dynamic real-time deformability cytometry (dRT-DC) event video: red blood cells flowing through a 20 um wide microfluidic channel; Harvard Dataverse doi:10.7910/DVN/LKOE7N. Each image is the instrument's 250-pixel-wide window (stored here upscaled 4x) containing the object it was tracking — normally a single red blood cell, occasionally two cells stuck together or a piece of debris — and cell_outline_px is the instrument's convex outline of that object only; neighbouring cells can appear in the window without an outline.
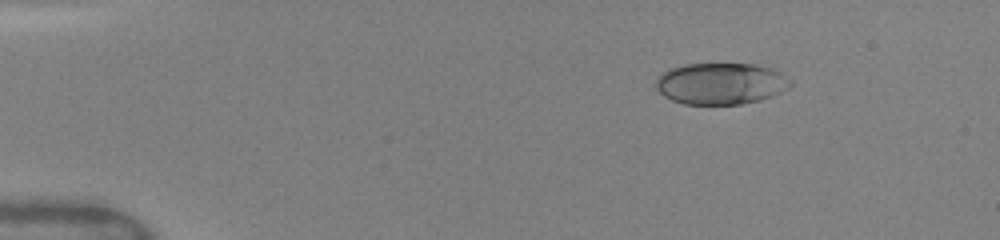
{"species": "human", "species_latin": "Homo sapiens", "temperature_condition": "warm", "stored_images_in_passage": 8, "camera_frame_rate_fps": 3000, "um_per_image_px": 0.085, "donor": {"sex": "female"}, "frame": {"image": 1, "passage_image": 3, "time_ms": 1.333, "image_size_px": [1000, 240], "cell_outline_px": [[792, 84], [788, 88], [772, 96], [760, 100], [740, 104], [684, 104], [672, 100], [664, 96], [656, 88], [656, 80], [664, 72], [672, 68], [684, 64], [756, 64], [772, 68], [780, 72], [792, 80]], "centroid_in_image_um": [61.3, 7.1], "position_along_channel_um": 23.7, "area_um2": 32.54}}
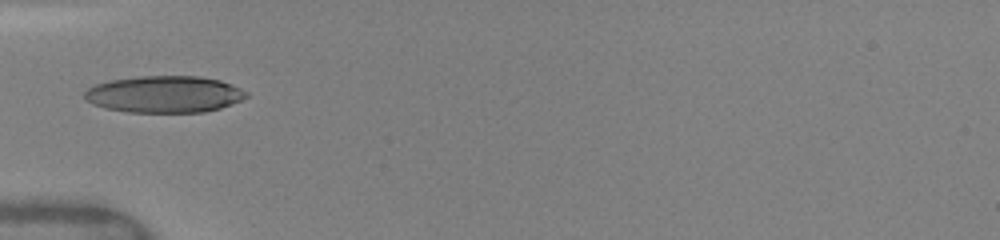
{"frame": {"image": 2, "passage_image": 7, "time_ms": 4.667, "image_size_px": [1000, 240], "cell_outline_px": [[248, 96], [232, 104], [220, 108], [204, 112], [128, 112], [104, 108], [92, 104], [84, 100], [84, 92], [88, 88], [96, 84], [108, 80], [140, 76], [200, 76], [220, 80], [240, 88], [248, 92]], "centroid_in_image_um": [13.94, 8.01], "position_along_channel_um": 71.1, "area_um2": 34.85}}